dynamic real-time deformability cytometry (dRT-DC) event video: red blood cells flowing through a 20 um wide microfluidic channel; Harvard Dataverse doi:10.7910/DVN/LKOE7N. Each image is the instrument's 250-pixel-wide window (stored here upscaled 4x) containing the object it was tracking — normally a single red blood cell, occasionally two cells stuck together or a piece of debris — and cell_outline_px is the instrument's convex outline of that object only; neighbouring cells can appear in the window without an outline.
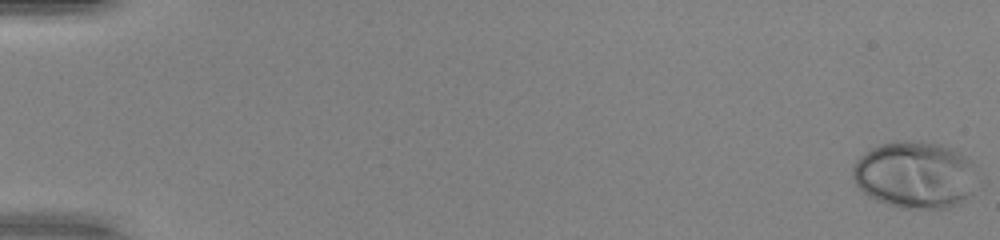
{"species": "human", "species_latin": "Homo sapiens", "temperature_condition": "warm", "stored_images_in_passage": 51, "camera_frame_rate_fps": 3000, "um_per_image_px": 0.085, "donor": {"sex": "female"}, "frame": {"image": 1, "passage_image": 1, "time_ms": 0.0, "image_size_px": [1000, 240], "cell_outline_px": [[984, 184], [980, 188], [960, 204], [948, 208], [900, 208], [876, 200], [868, 196], [856, 184], [852, 176], [852, 164], [868, 148], [880, 144], [896, 140], [924, 140], [956, 148], [972, 160], [976, 164]], "centroid_in_image_um": [77.91, 14.84], "position_along_channel_um": 7.1, "area_um2": 50.92}}
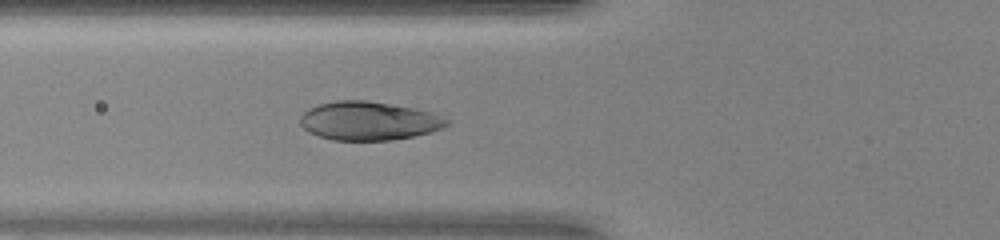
{"frame": {"image": 2, "passage_image": 21, "time_ms": 6.667, "image_size_px": [1000, 240], "cell_outline_px": [[452, 124], [444, 128], [432, 132], [392, 140], [332, 140], [308, 132], [300, 124], [300, 116], [308, 108], [320, 104], [336, 100], [364, 100], [412, 108], [432, 112], [448, 120]], "centroid_in_image_um": [31.35, 10.28], "position_along_channel_um": 94.5, "area_um2": 32.95}}
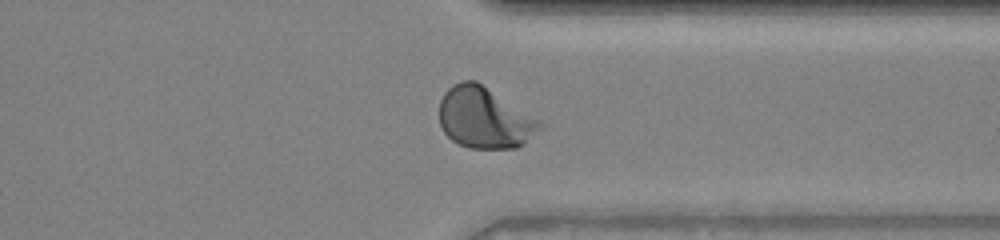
{"frame": {"image": 3, "passage_image": 41, "time_ms": 13.333, "image_size_px": [1000, 240], "cell_outline_px": [[544, 124], [524, 144], [516, 148], [468, 148], [452, 140], [444, 132], [440, 124], [440, 100], [444, 92], [452, 84], [460, 80], [476, 80], [540, 120]], "centroid_in_image_um": [41.16, 10.01], "position_along_channel_um": 370.2, "area_um2": 35.72}, "authors_computed_cell_mechanics": {"area_um2": 35.258, "velocity_mm_per_s": 4.1294, "shape_relaxation_time_tau1_ms": 2.0641, "shape_relaxation_time_tau2_ms": null, "deformation_change_tau1": 0.1825, "deformation_change_tau2": null}}